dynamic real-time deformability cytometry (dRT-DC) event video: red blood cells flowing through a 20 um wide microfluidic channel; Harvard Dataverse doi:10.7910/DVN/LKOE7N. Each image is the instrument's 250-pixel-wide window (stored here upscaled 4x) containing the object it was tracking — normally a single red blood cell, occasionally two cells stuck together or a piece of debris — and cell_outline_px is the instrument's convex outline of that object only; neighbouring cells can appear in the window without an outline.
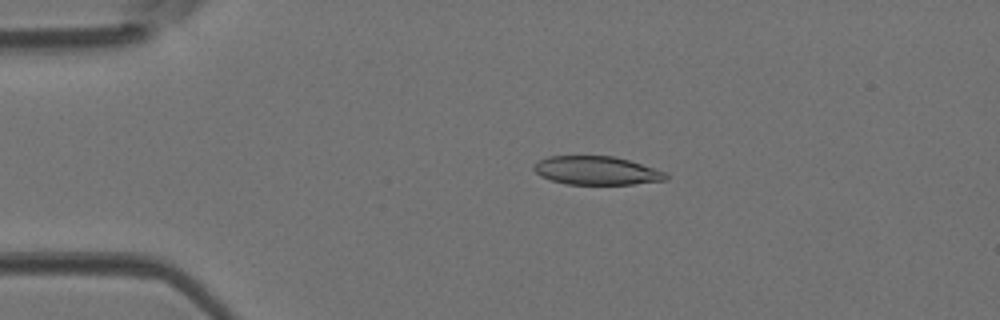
{"species": "Egyptian fruit bat (a non-hibernating species)", "species_latin": "Rousettus aegyptiacus", "temperature_condition": "room temperature", "stored_images_in_passage": 46, "camera_frame_rate_fps": 3000, "um_per_image_px": 0.085, "animal": {"sex": "female"}, "frame": {"image": 1, "passage_image": 10, "time_ms": 3.0, "image_size_px": [1000, 320], "cell_outline_px": [[668, 180], [632, 184], [564, 184], [540, 176], [532, 168], [540, 160], [548, 156], [612, 156], [628, 160], [664, 172], [668, 176]], "centroid_in_image_um": [50.68, 14.5], "position_along_channel_um": 34.3, "area_um2": 21.68}}
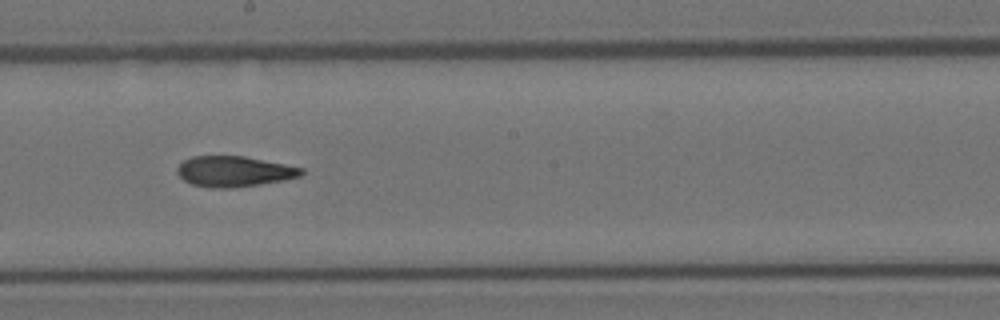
{"frame": {"image": 2, "passage_image": 26, "time_ms": 8.333, "image_size_px": [1000, 320], "cell_outline_px": [[304, 172], [300, 176], [284, 180], [260, 184], [232, 188], [208, 188], [192, 184], [184, 180], [176, 172], [176, 168], [184, 160], [192, 156], [244, 156], [304, 168]], "centroid_in_image_um": [19.88, 14.57], "position_along_channel_um": 228.3, "area_um2": 22.14}}
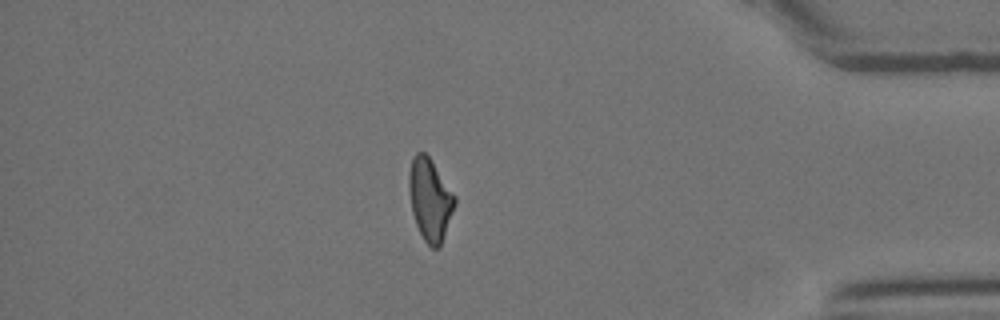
{"frame": {"image": 3, "passage_image": 40, "time_ms": 13.0, "image_size_px": [1000, 320], "cell_outline_px": [[456, 204], [440, 248], [432, 248], [424, 240], [416, 224], [412, 212], [408, 188], [408, 176], [412, 156], [416, 152], [424, 152], [428, 156], [456, 196]], "centroid_in_image_um": [36.55, 16.96], "position_along_channel_um": 398.7, "area_um2": 21.96}}